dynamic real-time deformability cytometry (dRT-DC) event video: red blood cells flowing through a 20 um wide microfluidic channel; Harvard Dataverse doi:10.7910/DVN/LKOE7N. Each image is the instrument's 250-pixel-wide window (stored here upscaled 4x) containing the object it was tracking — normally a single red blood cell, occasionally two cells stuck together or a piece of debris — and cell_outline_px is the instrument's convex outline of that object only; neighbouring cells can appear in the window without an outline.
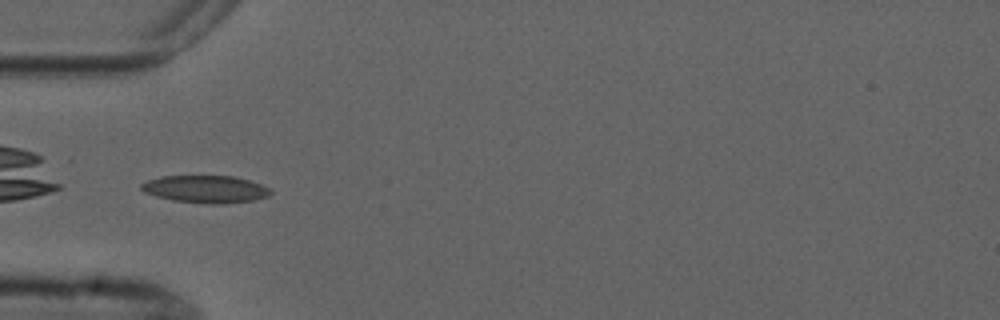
{"species": "common noctule bat (a hibernating species)", "species_latin": "Nyctalus noctula", "temperature_condition": "cold", "stored_images_in_passage": 5, "camera_frame_rate_fps": 3000, "um_per_image_px": 0.085, "animal": {"sex": "male", "forearm_length_mm": 52.5}, "frame": {"image": 1, "passage_image": 5, "time_ms": 4.667, "image_size_px": [1000, 320], "cell_outline_px": [[272, 192], [268, 196], [256, 200], [224, 204], [204, 204], [172, 200], [156, 196], [144, 192], [140, 188], [140, 184], [148, 180], [160, 176], [232, 176], [248, 180], [260, 184], [268, 188]], "centroid_in_image_um": [17.46, 16.09], "position_along_channel_um": 67.5, "area_um2": 20.75}}